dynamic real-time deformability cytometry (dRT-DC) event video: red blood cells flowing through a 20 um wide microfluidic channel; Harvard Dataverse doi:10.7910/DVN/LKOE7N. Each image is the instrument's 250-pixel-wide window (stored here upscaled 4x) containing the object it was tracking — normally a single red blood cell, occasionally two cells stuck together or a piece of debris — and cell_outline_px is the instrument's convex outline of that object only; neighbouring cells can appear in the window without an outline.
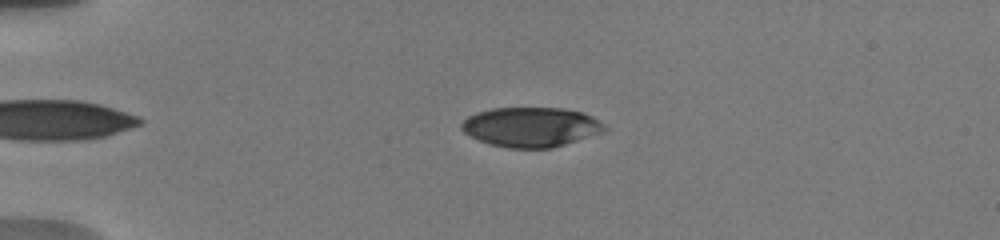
{"species": "human", "species_latin": "Homo sapiens", "temperature_condition": "warm", "stored_images_in_passage": 34, "camera_frame_rate_fps": 3000, "um_per_image_px": 0.085, "donor": {"sex": "male"}, "frame": {"image": 1, "passage_image": 9, "time_ms": 1.333, "image_size_px": [1000, 240], "cell_outline_px": [[608, 128], [604, 132], [552, 148], [508, 148], [492, 144], [480, 140], [464, 132], [460, 128], [460, 124], [468, 116], [476, 112], [492, 108], [564, 108], [580, 112], [592, 116], [604, 124]], "centroid_in_image_um": [45.14, 10.79], "position_along_channel_um": 39.9, "area_um2": 33.0}}
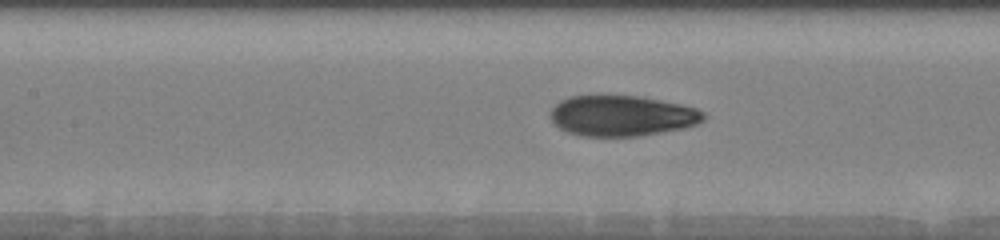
{"frame": {"image": 2, "passage_image": 29, "time_ms": 5.667, "image_size_px": [1000, 240], "cell_outline_px": [[704, 120], [696, 124], [684, 128], [636, 136], [584, 136], [568, 132], [560, 128], [552, 120], [552, 108], [560, 100], [572, 96], [640, 96], [680, 104], [696, 108], [704, 112]], "centroid_in_image_um": [52.88, 9.84], "position_along_channel_um": 154.5, "area_um2": 35.84}}
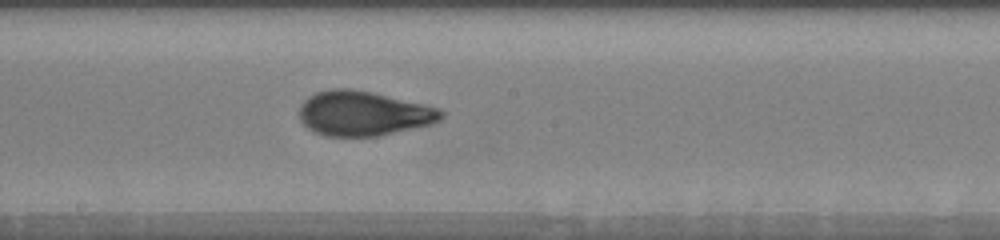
{"frame": {"image": 3, "passage_image": 34, "time_ms": 7.333, "image_size_px": [1000, 240], "cell_outline_px": [[444, 116], [440, 120], [432, 124], [376, 136], [324, 136], [312, 132], [300, 120], [300, 104], [308, 96], [316, 92], [328, 88], [352, 88], [372, 92], [424, 104], [440, 108], [444, 112]], "centroid_in_image_um": [30.87, 9.63], "position_along_channel_um": 217.3, "area_um2": 37.17}}